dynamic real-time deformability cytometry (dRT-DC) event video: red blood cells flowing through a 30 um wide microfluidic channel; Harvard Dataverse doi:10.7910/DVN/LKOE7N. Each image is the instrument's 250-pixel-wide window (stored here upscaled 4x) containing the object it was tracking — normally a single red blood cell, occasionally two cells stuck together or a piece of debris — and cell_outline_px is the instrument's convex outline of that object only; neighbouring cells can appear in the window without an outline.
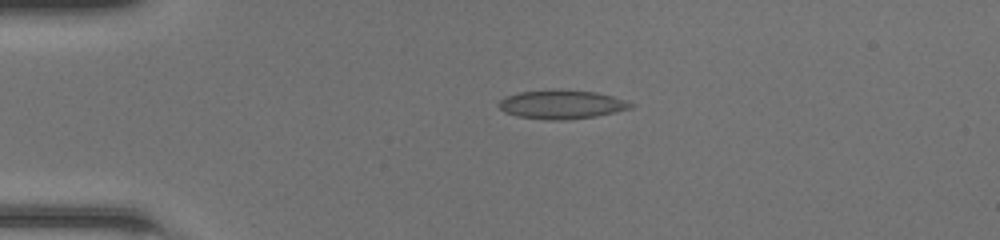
{"species": "common noctule bat (a hibernating species)", "species_latin": "Nyctalus noctula", "temperature_condition": "room temperature", "stored_images_in_passage": 49, "camera_frame_rate_fps": 3000, "um_per_image_px": 0.085, "animal": {"sex": "female", "body_mass_g": 20.0, "forearm_length_mm": 54.0}, "frame": {"image": 1, "passage_image": 12, "time_ms": 3.667, "image_size_px": [1000, 240], "cell_outline_px": [[636, 104], [632, 108], [616, 112], [596, 116], [564, 120], [548, 120], [516, 116], [504, 112], [496, 104], [504, 96], [516, 92], [552, 88], [556, 88], [596, 92], [628, 100]], "centroid_in_image_um": [47.72, 8.85], "position_along_channel_um": 37.3, "area_um2": 22.83}}
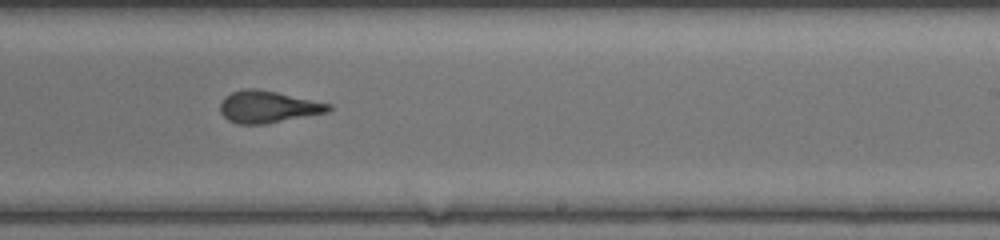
{"frame": {"image": 2, "passage_image": 31, "time_ms": 10.0, "image_size_px": [1000, 240], "cell_outline_px": [[332, 108], [328, 112], [264, 124], [236, 124], [228, 120], [220, 112], [220, 104], [224, 96], [232, 92], [248, 88], [256, 88], [276, 92], [332, 104]], "centroid_in_image_um": [22.75, 9.08], "position_along_channel_um": 266.2, "area_um2": 20.11}}
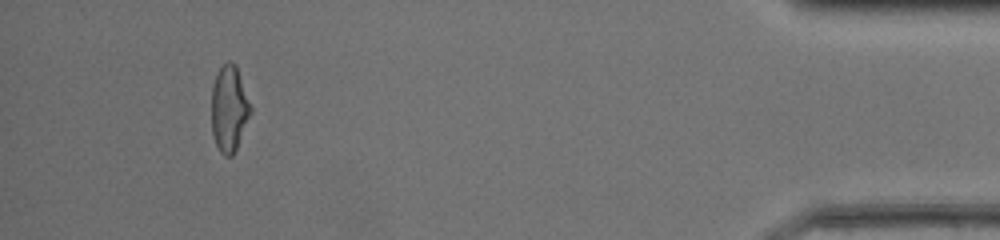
{"frame": {"image": 3, "passage_image": 46, "time_ms": 15.0, "image_size_px": [1000, 240], "cell_outline_px": [[252, 112], [236, 148], [232, 156], [224, 156], [220, 152], [216, 144], [212, 132], [212, 84], [220, 68], [228, 60], [232, 60], [236, 64], [252, 104]], "centroid_in_image_um": [19.5, 9.2], "position_along_channel_um": 415.7, "area_um2": 19.83}, "authors_computed_cell_mechanics": {"area_um2": 20.7502, "velocity_mm_per_s": 4.2765, "shape_relaxation_time_tau1_ms": 10.9828, "shape_relaxation_time_tau2_ms": 1.0949, "deformation_change_tau1": 0.2997, "deformation_change_tau2": 0.0942}}